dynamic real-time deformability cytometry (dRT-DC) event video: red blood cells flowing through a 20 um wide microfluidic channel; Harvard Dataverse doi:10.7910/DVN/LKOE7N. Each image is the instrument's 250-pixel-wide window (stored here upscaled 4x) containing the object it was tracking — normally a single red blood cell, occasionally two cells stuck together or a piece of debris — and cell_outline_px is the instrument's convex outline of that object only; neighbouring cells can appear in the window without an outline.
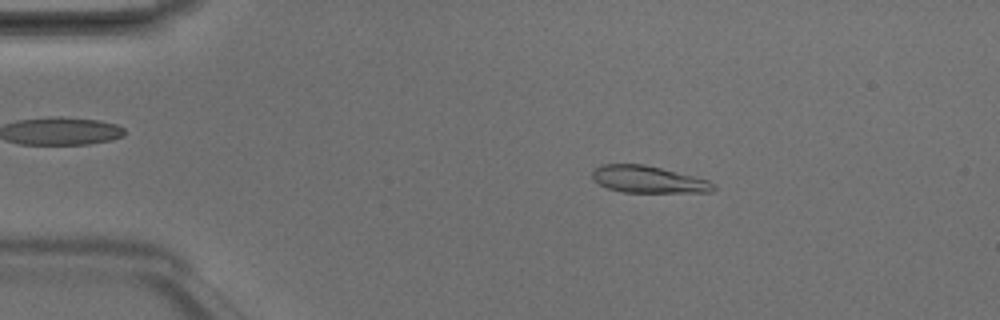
{"species": "Egyptian fruit bat (a non-hibernating species)", "species_latin": "Rousettus aegyptiacus", "temperature_condition": "room temperature", "stored_images_in_passage": 4, "camera_frame_rate_fps": 3000, "um_per_image_px": 0.085, "animal": {"sex": "male"}, "frame": {"image": 1, "passage_image": 2, "time_ms": 0.333, "image_size_px": [1000, 320], "cell_outline_px": [[716, 188], [712, 192], [624, 192], [604, 188], [592, 176], [592, 172], [600, 164], [644, 164], [708, 180], [716, 184]], "centroid_in_image_um": [55.1, 15.26], "position_along_channel_um": 29.9, "area_um2": 18.9}}
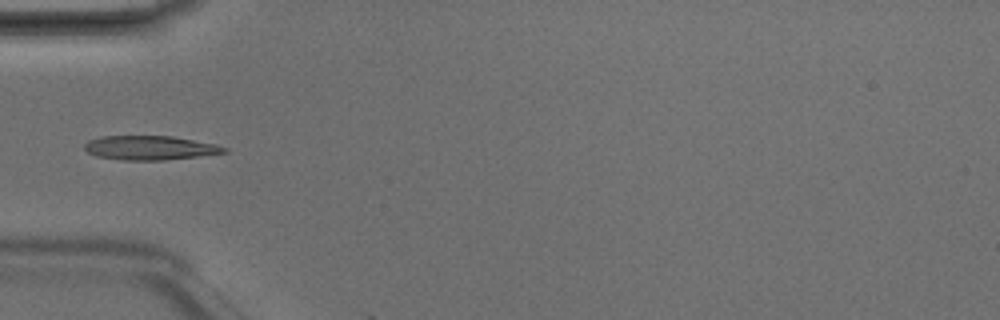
{"frame": {"image": 2, "passage_image": 3, "time_ms": 0.667, "image_size_px": [1000, 320], "cell_outline_px": [[228, 152], [164, 160], [124, 160], [96, 156], [88, 152], [84, 148], [84, 144], [88, 140], [100, 136], [172, 136], [216, 144], [228, 148]], "centroid_in_image_um": [12.73, 12.56], "position_along_channel_um": 72.3, "area_um2": 19.59}}